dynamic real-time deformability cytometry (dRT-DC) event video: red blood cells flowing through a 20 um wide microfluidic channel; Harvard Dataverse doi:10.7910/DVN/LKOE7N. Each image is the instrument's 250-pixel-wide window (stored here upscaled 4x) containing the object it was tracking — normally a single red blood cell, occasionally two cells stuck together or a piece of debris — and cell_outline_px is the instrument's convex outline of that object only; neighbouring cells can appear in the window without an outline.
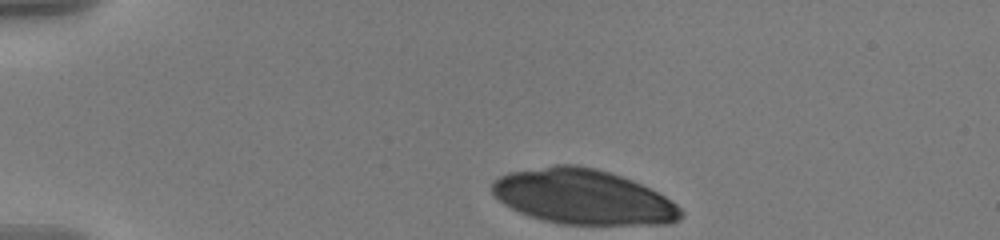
{"species": "human", "species_latin": "Homo sapiens", "temperature_condition": "warm", "stored_images_in_passage": 39, "camera_frame_rate_fps": 3000, "um_per_image_px": 0.085, "donor": {"sex": "male"}, "frame": {"image": 1, "passage_image": 1, "time_ms": 0.0, "image_size_px": [1000, 240], "cell_outline_px": [[684, 216], [680, 220], [672, 224], [560, 224], [544, 220], [520, 212], [504, 204], [492, 192], [492, 184], [500, 176], [508, 172], [556, 164], [576, 164], [596, 168], [632, 180], [664, 196], [676, 204], [684, 212]], "centroid_in_image_um": [49.59, 16.73], "position_along_channel_um": 35.4, "area_um2": 60.23}}
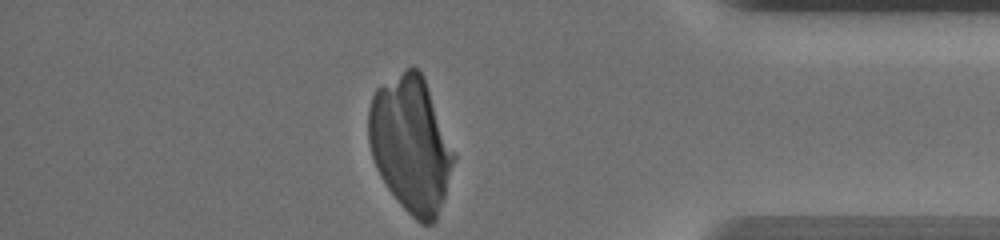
{"frame": {"image": 2, "passage_image": 39, "time_ms": 12.667, "image_size_px": [1000, 240], "cell_outline_px": [[456, 156], [444, 200], [436, 220], [432, 224], [424, 224], [416, 220], [400, 204], [388, 188], [380, 176], [376, 168], [372, 156], [368, 140], [368, 108], [372, 96], [376, 88], [412, 64], [424, 76]], "centroid_in_image_um": [34.91, 12.26], "position_along_channel_um": 400.3, "area_um2": 67.45}}